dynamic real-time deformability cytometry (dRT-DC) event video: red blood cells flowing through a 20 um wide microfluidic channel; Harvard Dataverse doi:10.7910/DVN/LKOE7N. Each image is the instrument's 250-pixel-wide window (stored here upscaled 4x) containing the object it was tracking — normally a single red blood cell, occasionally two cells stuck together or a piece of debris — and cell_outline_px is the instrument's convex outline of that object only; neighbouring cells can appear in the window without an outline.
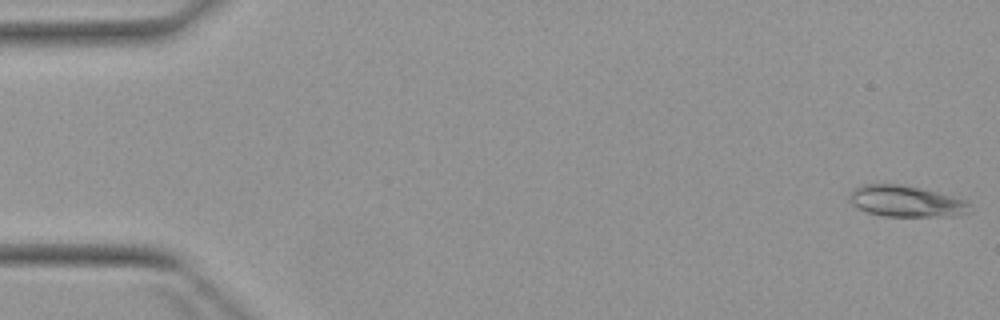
{"species": "Egyptian fruit bat (a non-hibernating species)", "species_latin": "Rousettus aegyptiacus", "temperature_condition": "warm", "stored_images_in_passage": 4, "camera_frame_rate_fps": 3000, "um_per_image_px": 0.085, "animal": {"sex": "female"}, "frame": {"image": 1, "passage_image": 1, "time_ms": 0.0, "image_size_px": [1000, 320], "cell_outline_px": [[972, 212], [956, 216], [884, 216], [868, 212], [856, 208], [848, 200], [848, 196], [860, 184], [900, 184], [920, 188], [968, 200]], "centroid_in_image_um": [77.03, 17.11], "position_along_channel_um": 8.0, "area_um2": 22.08}}
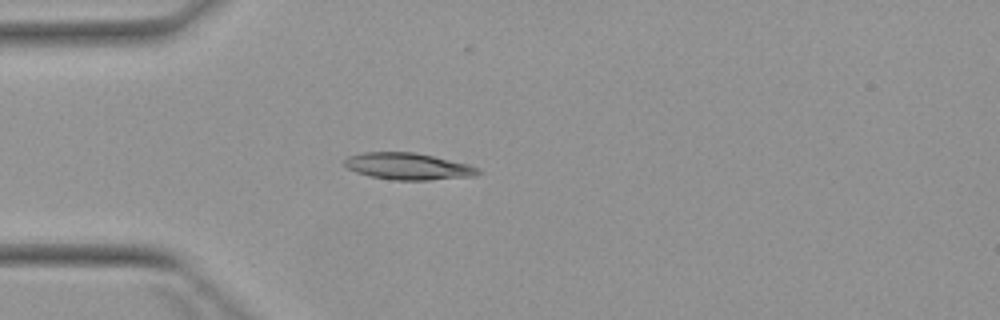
{"frame": {"image": 2, "passage_image": 4, "time_ms": 4.333, "image_size_px": [1000, 320], "cell_outline_px": [[484, 172], [476, 176], [428, 180], [392, 180], [368, 176], [356, 172], [348, 168], [344, 164], [344, 160], [348, 156], [364, 152], [416, 152], [468, 164]], "centroid_in_image_um": [34.69, 14.14], "position_along_channel_um": 50.3, "area_um2": 20.92}}